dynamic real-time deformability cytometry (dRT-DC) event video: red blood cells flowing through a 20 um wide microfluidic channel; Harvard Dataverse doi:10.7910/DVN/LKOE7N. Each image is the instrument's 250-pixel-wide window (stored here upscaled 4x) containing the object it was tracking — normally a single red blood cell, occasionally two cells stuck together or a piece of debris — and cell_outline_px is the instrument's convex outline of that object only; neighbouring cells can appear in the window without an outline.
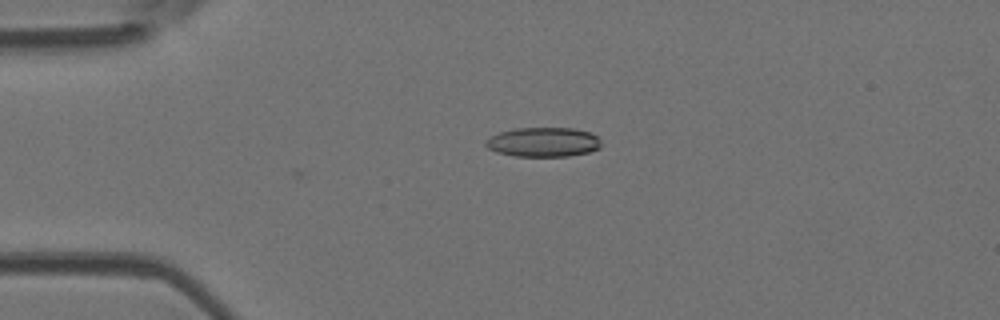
{"species": "Egyptian fruit bat (a non-hibernating species)", "species_latin": "Rousettus aegyptiacus", "temperature_condition": "room temperature", "stored_images_in_passage": 2, "camera_frame_rate_fps": 3000, "um_per_image_px": 0.085, "animal": {"sex": "female"}, "frame": {"image": 1, "passage_image": 2, "time_ms": 0.333, "image_size_px": [1000, 320], "cell_outline_px": [[600, 148], [588, 152], [568, 156], [516, 156], [496, 152], [488, 148], [484, 144], [484, 140], [500, 132], [516, 128], [572, 128], [588, 132], [596, 136], [600, 140]], "centroid_in_image_um": [46.15, 12.08], "position_along_channel_um": 38.8, "area_um2": 19.71}}